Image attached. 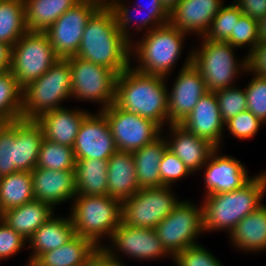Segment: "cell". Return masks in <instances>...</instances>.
I'll use <instances>...</instances> for the list:
<instances>
[{"label":"cell","instance_id":"obj_6","mask_svg":"<svg viewBox=\"0 0 266 266\" xmlns=\"http://www.w3.org/2000/svg\"><path fill=\"white\" fill-rule=\"evenodd\" d=\"M73 201L69 216L75 235L90 239L101 249L103 236L111 239L122 222V203L108 195L75 196Z\"/></svg>","mask_w":266,"mask_h":266},{"label":"cell","instance_id":"obj_14","mask_svg":"<svg viewBox=\"0 0 266 266\" xmlns=\"http://www.w3.org/2000/svg\"><path fill=\"white\" fill-rule=\"evenodd\" d=\"M98 8L93 1L80 0L44 31L59 59L76 56L86 23Z\"/></svg>","mask_w":266,"mask_h":266},{"label":"cell","instance_id":"obj_51","mask_svg":"<svg viewBox=\"0 0 266 266\" xmlns=\"http://www.w3.org/2000/svg\"><path fill=\"white\" fill-rule=\"evenodd\" d=\"M181 0H161L164 7L171 12Z\"/></svg>","mask_w":266,"mask_h":266},{"label":"cell","instance_id":"obj_32","mask_svg":"<svg viewBox=\"0 0 266 266\" xmlns=\"http://www.w3.org/2000/svg\"><path fill=\"white\" fill-rule=\"evenodd\" d=\"M35 200L31 172H15L0 178V212Z\"/></svg>","mask_w":266,"mask_h":266},{"label":"cell","instance_id":"obj_2","mask_svg":"<svg viewBox=\"0 0 266 266\" xmlns=\"http://www.w3.org/2000/svg\"><path fill=\"white\" fill-rule=\"evenodd\" d=\"M167 78L128 67L116 79L114 103L123 110L157 123L169 124Z\"/></svg>","mask_w":266,"mask_h":266},{"label":"cell","instance_id":"obj_12","mask_svg":"<svg viewBox=\"0 0 266 266\" xmlns=\"http://www.w3.org/2000/svg\"><path fill=\"white\" fill-rule=\"evenodd\" d=\"M71 69L72 98L101 104L100 111L115 101L117 74L77 56L67 58Z\"/></svg>","mask_w":266,"mask_h":266},{"label":"cell","instance_id":"obj_44","mask_svg":"<svg viewBox=\"0 0 266 266\" xmlns=\"http://www.w3.org/2000/svg\"><path fill=\"white\" fill-rule=\"evenodd\" d=\"M22 235L11 229L0 219V260L10 258L20 252L24 245H27Z\"/></svg>","mask_w":266,"mask_h":266},{"label":"cell","instance_id":"obj_7","mask_svg":"<svg viewBox=\"0 0 266 266\" xmlns=\"http://www.w3.org/2000/svg\"><path fill=\"white\" fill-rule=\"evenodd\" d=\"M68 97H72L71 69L67 59H59L23 88L21 118L37 119L45 112L62 108L60 104Z\"/></svg>","mask_w":266,"mask_h":266},{"label":"cell","instance_id":"obj_34","mask_svg":"<svg viewBox=\"0 0 266 266\" xmlns=\"http://www.w3.org/2000/svg\"><path fill=\"white\" fill-rule=\"evenodd\" d=\"M23 89L11 71L0 75V124L21 118Z\"/></svg>","mask_w":266,"mask_h":266},{"label":"cell","instance_id":"obj_3","mask_svg":"<svg viewBox=\"0 0 266 266\" xmlns=\"http://www.w3.org/2000/svg\"><path fill=\"white\" fill-rule=\"evenodd\" d=\"M265 193L266 171L253 176L239 189L205 195L202 201L204 231L223 229L230 234L246 215L263 205Z\"/></svg>","mask_w":266,"mask_h":266},{"label":"cell","instance_id":"obj_27","mask_svg":"<svg viewBox=\"0 0 266 266\" xmlns=\"http://www.w3.org/2000/svg\"><path fill=\"white\" fill-rule=\"evenodd\" d=\"M52 216L55 215L51 205L33 200L2 212L1 220L28 240Z\"/></svg>","mask_w":266,"mask_h":266},{"label":"cell","instance_id":"obj_23","mask_svg":"<svg viewBox=\"0 0 266 266\" xmlns=\"http://www.w3.org/2000/svg\"><path fill=\"white\" fill-rule=\"evenodd\" d=\"M89 113L84 109L62 107L45 112L35 120L40 124L45 139L73 148L80 125Z\"/></svg>","mask_w":266,"mask_h":266},{"label":"cell","instance_id":"obj_24","mask_svg":"<svg viewBox=\"0 0 266 266\" xmlns=\"http://www.w3.org/2000/svg\"><path fill=\"white\" fill-rule=\"evenodd\" d=\"M107 172L108 196L111 198L122 203L140 189L131 152L117 150L108 159Z\"/></svg>","mask_w":266,"mask_h":266},{"label":"cell","instance_id":"obj_43","mask_svg":"<svg viewBox=\"0 0 266 266\" xmlns=\"http://www.w3.org/2000/svg\"><path fill=\"white\" fill-rule=\"evenodd\" d=\"M215 257L210 251L198 244L177 253L172 260L176 266H223Z\"/></svg>","mask_w":266,"mask_h":266},{"label":"cell","instance_id":"obj_13","mask_svg":"<svg viewBox=\"0 0 266 266\" xmlns=\"http://www.w3.org/2000/svg\"><path fill=\"white\" fill-rule=\"evenodd\" d=\"M108 120L116 148L133 152L162 135L161 127L150 119L120 109L115 103L101 111Z\"/></svg>","mask_w":266,"mask_h":266},{"label":"cell","instance_id":"obj_48","mask_svg":"<svg viewBox=\"0 0 266 266\" xmlns=\"http://www.w3.org/2000/svg\"><path fill=\"white\" fill-rule=\"evenodd\" d=\"M91 266H124L119 261L110 258L102 249H100L92 258Z\"/></svg>","mask_w":266,"mask_h":266},{"label":"cell","instance_id":"obj_29","mask_svg":"<svg viewBox=\"0 0 266 266\" xmlns=\"http://www.w3.org/2000/svg\"><path fill=\"white\" fill-rule=\"evenodd\" d=\"M164 137L163 134L152 143L132 152L140 189L162 187L159 164L167 149Z\"/></svg>","mask_w":266,"mask_h":266},{"label":"cell","instance_id":"obj_9","mask_svg":"<svg viewBox=\"0 0 266 266\" xmlns=\"http://www.w3.org/2000/svg\"><path fill=\"white\" fill-rule=\"evenodd\" d=\"M57 60L45 32L27 31L11 47L10 71L23 89L46 73Z\"/></svg>","mask_w":266,"mask_h":266},{"label":"cell","instance_id":"obj_52","mask_svg":"<svg viewBox=\"0 0 266 266\" xmlns=\"http://www.w3.org/2000/svg\"><path fill=\"white\" fill-rule=\"evenodd\" d=\"M97 4L99 7H111L117 0H90Z\"/></svg>","mask_w":266,"mask_h":266},{"label":"cell","instance_id":"obj_49","mask_svg":"<svg viewBox=\"0 0 266 266\" xmlns=\"http://www.w3.org/2000/svg\"><path fill=\"white\" fill-rule=\"evenodd\" d=\"M11 47L0 41V75L10 71Z\"/></svg>","mask_w":266,"mask_h":266},{"label":"cell","instance_id":"obj_21","mask_svg":"<svg viewBox=\"0 0 266 266\" xmlns=\"http://www.w3.org/2000/svg\"><path fill=\"white\" fill-rule=\"evenodd\" d=\"M223 0H181L169 13V23L189 35L204 36Z\"/></svg>","mask_w":266,"mask_h":266},{"label":"cell","instance_id":"obj_47","mask_svg":"<svg viewBox=\"0 0 266 266\" xmlns=\"http://www.w3.org/2000/svg\"><path fill=\"white\" fill-rule=\"evenodd\" d=\"M146 6H145V5ZM136 5L140 8V10L151 13V16L162 26L167 23H169V11L164 7L161 0H149V2L141 3V6L139 3ZM146 9V11L144 10Z\"/></svg>","mask_w":266,"mask_h":266},{"label":"cell","instance_id":"obj_33","mask_svg":"<svg viewBox=\"0 0 266 266\" xmlns=\"http://www.w3.org/2000/svg\"><path fill=\"white\" fill-rule=\"evenodd\" d=\"M27 31L24 0H0V41L12 47Z\"/></svg>","mask_w":266,"mask_h":266},{"label":"cell","instance_id":"obj_19","mask_svg":"<svg viewBox=\"0 0 266 266\" xmlns=\"http://www.w3.org/2000/svg\"><path fill=\"white\" fill-rule=\"evenodd\" d=\"M180 124L192 134L220 148L225 122L222 120L215 92L208 91L203 95Z\"/></svg>","mask_w":266,"mask_h":266},{"label":"cell","instance_id":"obj_41","mask_svg":"<svg viewBox=\"0 0 266 266\" xmlns=\"http://www.w3.org/2000/svg\"><path fill=\"white\" fill-rule=\"evenodd\" d=\"M261 125H263V122L248 110L231 117L225 122L226 130L240 140L254 137L258 133Z\"/></svg>","mask_w":266,"mask_h":266},{"label":"cell","instance_id":"obj_36","mask_svg":"<svg viewBox=\"0 0 266 266\" xmlns=\"http://www.w3.org/2000/svg\"><path fill=\"white\" fill-rule=\"evenodd\" d=\"M115 15V19L117 22V26L119 28V30L121 31L122 35L131 43L133 42V38L130 35V24H134V17H132V13H134L135 11V15L136 14H141V11L139 7H136V5L133 7V9H130V7H128V5L126 3H122V0H117L116 2H114V4L110 7ZM133 12H132V11ZM143 12V11H142ZM144 14V16L142 15L141 19H138V23L135 26L136 29L138 30V32H140L141 30H143V28H147V31H144L146 33H148L149 31L160 27L161 25L151 16V13H142ZM135 21L137 22V20L135 19ZM129 27V28H128ZM150 27V28H149ZM131 36V37H130Z\"/></svg>","mask_w":266,"mask_h":266},{"label":"cell","instance_id":"obj_20","mask_svg":"<svg viewBox=\"0 0 266 266\" xmlns=\"http://www.w3.org/2000/svg\"><path fill=\"white\" fill-rule=\"evenodd\" d=\"M35 200L53 208L76 196L75 170H51L35 167L31 171Z\"/></svg>","mask_w":266,"mask_h":266},{"label":"cell","instance_id":"obj_22","mask_svg":"<svg viewBox=\"0 0 266 266\" xmlns=\"http://www.w3.org/2000/svg\"><path fill=\"white\" fill-rule=\"evenodd\" d=\"M172 137H165L167 149L175 154L189 169L196 173L203 169L211 153L216 147L206 139L197 137L181 124H169Z\"/></svg>","mask_w":266,"mask_h":266},{"label":"cell","instance_id":"obj_4","mask_svg":"<svg viewBox=\"0 0 266 266\" xmlns=\"http://www.w3.org/2000/svg\"><path fill=\"white\" fill-rule=\"evenodd\" d=\"M44 134L35 119L0 124V178L15 172H31L37 164Z\"/></svg>","mask_w":266,"mask_h":266},{"label":"cell","instance_id":"obj_46","mask_svg":"<svg viewBox=\"0 0 266 266\" xmlns=\"http://www.w3.org/2000/svg\"><path fill=\"white\" fill-rule=\"evenodd\" d=\"M244 15L260 19L266 15V0H233Z\"/></svg>","mask_w":266,"mask_h":266},{"label":"cell","instance_id":"obj_10","mask_svg":"<svg viewBox=\"0 0 266 266\" xmlns=\"http://www.w3.org/2000/svg\"><path fill=\"white\" fill-rule=\"evenodd\" d=\"M193 203L190 200L180 201L155 227L160 242L172 257L188 247L198 245L196 239L204 232L202 204L198 207Z\"/></svg>","mask_w":266,"mask_h":266},{"label":"cell","instance_id":"obj_50","mask_svg":"<svg viewBox=\"0 0 266 266\" xmlns=\"http://www.w3.org/2000/svg\"><path fill=\"white\" fill-rule=\"evenodd\" d=\"M258 31H259V41L266 42V15L257 20Z\"/></svg>","mask_w":266,"mask_h":266},{"label":"cell","instance_id":"obj_26","mask_svg":"<svg viewBox=\"0 0 266 266\" xmlns=\"http://www.w3.org/2000/svg\"><path fill=\"white\" fill-rule=\"evenodd\" d=\"M100 249L85 237L74 235L66 244L43 253L33 266H87Z\"/></svg>","mask_w":266,"mask_h":266},{"label":"cell","instance_id":"obj_17","mask_svg":"<svg viewBox=\"0 0 266 266\" xmlns=\"http://www.w3.org/2000/svg\"><path fill=\"white\" fill-rule=\"evenodd\" d=\"M76 159L108 160L116 151L108 120L98 111L82 121L73 147Z\"/></svg>","mask_w":266,"mask_h":266},{"label":"cell","instance_id":"obj_42","mask_svg":"<svg viewBox=\"0 0 266 266\" xmlns=\"http://www.w3.org/2000/svg\"><path fill=\"white\" fill-rule=\"evenodd\" d=\"M162 186H171L192 173L170 150L166 149L159 164Z\"/></svg>","mask_w":266,"mask_h":266},{"label":"cell","instance_id":"obj_8","mask_svg":"<svg viewBox=\"0 0 266 266\" xmlns=\"http://www.w3.org/2000/svg\"><path fill=\"white\" fill-rule=\"evenodd\" d=\"M201 46L192 50V64L199 70L208 91L235 87L234 80L248 69L247 56L237 62L234 46L201 37ZM235 56V57H234Z\"/></svg>","mask_w":266,"mask_h":266},{"label":"cell","instance_id":"obj_16","mask_svg":"<svg viewBox=\"0 0 266 266\" xmlns=\"http://www.w3.org/2000/svg\"><path fill=\"white\" fill-rule=\"evenodd\" d=\"M189 52L171 92L168 91L169 124H180L208 92L201 73L192 64V51Z\"/></svg>","mask_w":266,"mask_h":266},{"label":"cell","instance_id":"obj_30","mask_svg":"<svg viewBox=\"0 0 266 266\" xmlns=\"http://www.w3.org/2000/svg\"><path fill=\"white\" fill-rule=\"evenodd\" d=\"M108 160L76 159V196L108 195Z\"/></svg>","mask_w":266,"mask_h":266},{"label":"cell","instance_id":"obj_5","mask_svg":"<svg viewBox=\"0 0 266 266\" xmlns=\"http://www.w3.org/2000/svg\"><path fill=\"white\" fill-rule=\"evenodd\" d=\"M143 36L137 41L139 43H131V58L135 56L138 62L133 68L138 72L168 78L182 54L187 34L167 23Z\"/></svg>","mask_w":266,"mask_h":266},{"label":"cell","instance_id":"obj_37","mask_svg":"<svg viewBox=\"0 0 266 266\" xmlns=\"http://www.w3.org/2000/svg\"><path fill=\"white\" fill-rule=\"evenodd\" d=\"M242 14L235 2L231 5H223L213 18L210 28L204 37L210 41L226 42Z\"/></svg>","mask_w":266,"mask_h":266},{"label":"cell","instance_id":"obj_25","mask_svg":"<svg viewBox=\"0 0 266 266\" xmlns=\"http://www.w3.org/2000/svg\"><path fill=\"white\" fill-rule=\"evenodd\" d=\"M74 235L70 216L68 218L52 216L28 239L29 248L33 251L28 264H33L43 253L66 244Z\"/></svg>","mask_w":266,"mask_h":266},{"label":"cell","instance_id":"obj_15","mask_svg":"<svg viewBox=\"0 0 266 266\" xmlns=\"http://www.w3.org/2000/svg\"><path fill=\"white\" fill-rule=\"evenodd\" d=\"M110 241L113 245H110V247L103 245L101 249L110 258L119 261L121 264L123 262L118 257L120 252L138 260H155L166 256L173 258L163 247L155 229L127 226L121 222L114 230ZM116 252L119 253L116 255Z\"/></svg>","mask_w":266,"mask_h":266},{"label":"cell","instance_id":"obj_1","mask_svg":"<svg viewBox=\"0 0 266 266\" xmlns=\"http://www.w3.org/2000/svg\"><path fill=\"white\" fill-rule=\"evenodd\" d=\"M77 57L121 74L131 65V42L121 33L110 7H99L89 18Z\"/></svg>","mask_w":266,"mask_h":266},{"label":"cell","instance_id":"obj_40","mask_svg":"<svg viewBox=\"0 0 266 266\" xmlns=\"http://www.w3.org/2000/svg\"><path fill=\"white\" fill-rule=\"evenodd\" d=\"M252 75L254 78L249 81L245 88L247 110L266 124V77Z\"/></svg>","mask_w":266,"mask_h":266},{"label":"cell","instance_id":"obj_38","mask_svg":"<svg viewBox=\"0 0 266 266\" xmlns=\"http://www.w3.org/2000/svg\"><path fill=\"white\" fill-rule=\"evenodd\" d=\"M226 42L238 48L249 46L248 56L260 42L257 20L242 14Z\"/></svg>","mask_w":266,"mask_h":266},{"label":"cell","instance_id":"obj_11","mask_svg":"<svg viewBox=\"0 0 266 266\" xmlns=\"http://www.w3.org/2000/svg\"><path fill=\"white\" fill-rule=\"evenodd\" d=\"M171 188L162 186L139 189L122 202V223L132 227L155 229L180 202Z\"/></svg>","mask_w":266,"mask_h":266},{"label":"cell","instance_id":"obj_45","mask_svg":"<svg viewBox=\"0 0 266 266\" xmlns=\"http://www.w3.org/2000/svg\"><path fill=\"white\" fill-rule=\"evenodd\" d=\"M250 74L266 77V42H259L256 48L247 56Z\"/></svg>","mask_w":266,"mask_h":266},{"label":"cell","instance_id":"obj_35","mask_svg":"<svg viewBox=\"0 0 266 266\" xmlns=\"http://www.w3.org/2000/svg\"><path fill=\"white\" fill-rule=\"evenodd\" d=\"M76 158L70 146L43 139L36 167L51 170H75Z\"/></svg>","mask_w":266,"mask_h":266},{"label":"cell","instance_id":"obj_31","mask_svg":"<svg viewBox=\"0 0 266 266\" xmlns=\"http://www.w3.org/2000/svg\"><path fill=\"white\" fill-rule=\"evenodd\" d=\"M80 0H24L28 31L44 32Z\"/></svg>","mask_w":266,"mask_h":266},{"label":"cell","instance_id":"obj_18","mask_svg":"<svg viewBox=\"0 0 266 266\" xmlns=\"http://www.w3.org/2000/svg\"><path fill=\"white\" fill-rule=\"evenodd\" d=\"M218 151L219 148H216L202 167L205 168V195L231 192L241 188L252 178L248 176L240 160L228 155H218Z\"/></svg>","mask_w":266,"mask_h":266},{"label":"cell","instance_id":"obj_39","mask_svg":"<svg viewBox=\"0 0 266 266\" xmlns=\"http://www.w3.org/2000/svg\"><path fill=\"white\" fill-rule=\"evenodd\" d=\"M218 100L222 120L226 122L231 117L247 110L245 90L239 87H230L215 92Z\"/></svg>","mask_w":266,"mask_h":266},{"label":"cell","instance_id":"obj_28","mask_svg":"<svg viewBox=\"0 0 266 266\" xmlns=\"http://www.w3.org/2000/svg\"><path fill=\"white\" fill-rule=\"evenodd\" d=\"M232 245L243 252L266 250V205L246 215L229 234Z\"/></svg>","mask_w":266,"mask_h":266}]
</instances>
